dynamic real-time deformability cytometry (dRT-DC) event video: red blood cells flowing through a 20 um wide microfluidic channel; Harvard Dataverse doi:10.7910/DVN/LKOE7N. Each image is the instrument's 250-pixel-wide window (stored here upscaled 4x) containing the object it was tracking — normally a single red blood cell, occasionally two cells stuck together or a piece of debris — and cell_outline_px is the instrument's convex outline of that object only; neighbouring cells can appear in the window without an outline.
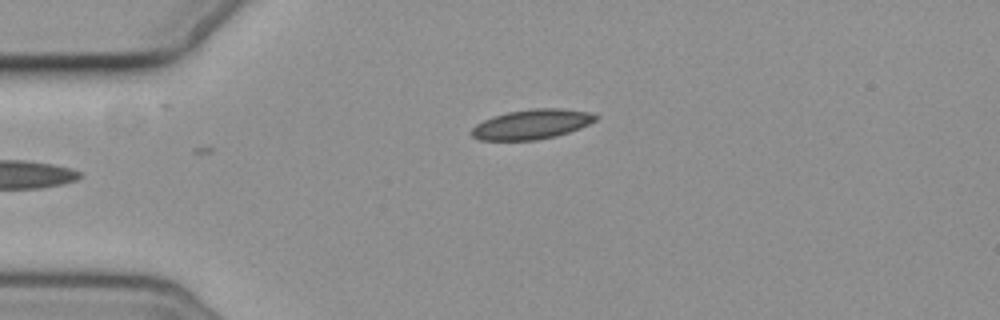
{"species": "common noctule bat (a hibernating species)", "species_latin": "Nyctalus noctula", "temperature_condition": "cold", "stored_images_in_passage": 5, "camera_frame_rate_fps": 3000, "um_per_image_px": 0.085, "animal": {"sex": "female", "body_mass_g": 19.3, "forearm_length_mm": 54.1}, "frame": {"image": 1, "passage_image": 5, "time_ms": 5.667, "image_size_px": [1000, 320], "cell_outline_px": [[600, 116], [596, 120], [580, 128], [556, 136], [536, 140], [480, 140], [472, 136], [468, 132], [476, 124], [492, 116], [508, 112], [532, 108], [564, 108], [588, 112]], "centroid_in_image_um": [45.18, 10.56], "position_along_channel_um": 39.8, "area_um2": 21.62}}